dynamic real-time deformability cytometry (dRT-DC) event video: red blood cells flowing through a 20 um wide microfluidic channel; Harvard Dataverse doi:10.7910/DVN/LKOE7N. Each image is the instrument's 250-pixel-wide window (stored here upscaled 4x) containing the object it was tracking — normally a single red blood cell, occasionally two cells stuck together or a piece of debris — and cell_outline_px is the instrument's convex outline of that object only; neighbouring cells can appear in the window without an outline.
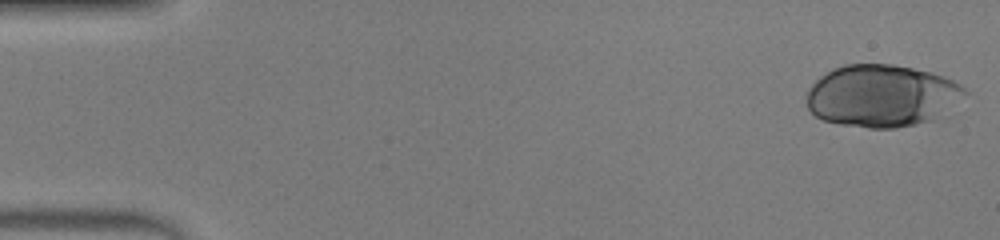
{"species": "human", "species_latin": "Homo sapiens", "temperature_condition": "warm", "stored_images_in_passage": 47, "camera_frame_rate_fps": 3000, "um_per_image_px": 0.085, "donor": {"sex": "male"}, "frame": {"image": 1, "passage_image": 1, "time_ms": 0.0, "image_size_px": [1000, 240], "cell_outline_px": [[968, 92], [940, 116], [932, 120], [916, 124], [896, 128], [868, 128], [840, 124], [824, 120], [816, 116], [808, 108], [808, 88], [820, 76], [832, 68], [844, 64], [892, 64], [932, 72], [944, 76], [960, 84]], "centroid_in_image_um": [74.94, 8.13], "position_along_channel_um": 10.1, "area_um2": 57.28}}
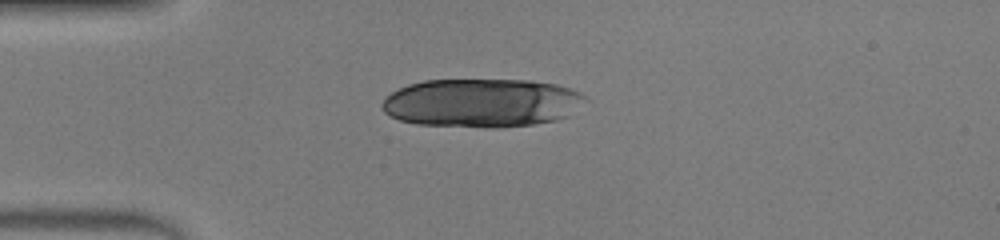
{"frame": {"image": 2, "passage_image": 12, "time_ms": 3.667, "image_size_px": [1000, 240], "cell_outline_px": [[592, 100], [568, 116], [556, 120], [532, 124], [496, 128], [488, 128], [416, 124], [400, 120], [388, 116], [384, 112], [380, 104], [392, 92], [408, 84], [424, 80], [528, 80], [556, 84], [572, 88], [588, 96]], "centroid_in_image_um": [41.01, 8.75], "position_along_channel_um": 44.0, "area_um2": 58.32}}